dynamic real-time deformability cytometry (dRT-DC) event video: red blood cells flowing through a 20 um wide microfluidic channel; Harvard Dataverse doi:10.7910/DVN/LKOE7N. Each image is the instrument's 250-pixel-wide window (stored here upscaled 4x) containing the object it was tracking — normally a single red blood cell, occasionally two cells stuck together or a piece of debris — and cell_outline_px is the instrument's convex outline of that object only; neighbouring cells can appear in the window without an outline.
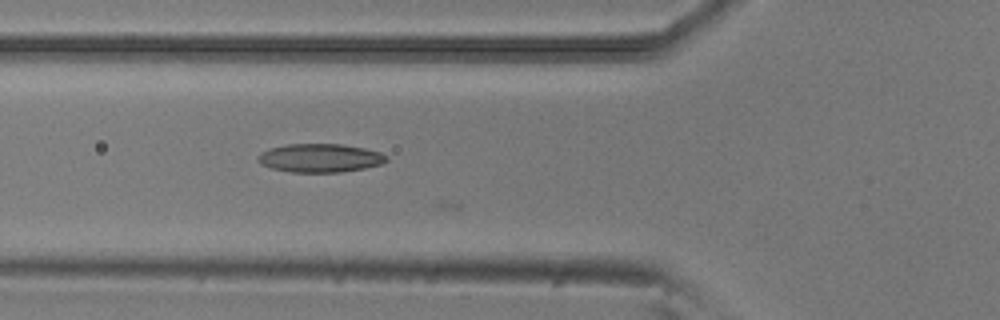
{"species": "common noctule bat (a hibernating species)", "species_latin": "Nyctalus noctula", "temperature_condition": "room temperature", "stored_images_in_passage": 3, "camera_frame_rate_fps": 3000, "um_per_image_px": 0.085, "animal": {"sex": "male", "body_mass_g": 20.5, "forearm_length_mm": 52.5}, "frame": {"image": 1, "passage_image": 3, "time_ms": 0.667, "image_size_px": [1000, 320], "cell_outline_px": [[388, 160], [380, 164], [364, 168], [340, 172], [288, 172], [272, 168], [260, 164], [256, 160], [256, 156], [260, 152], [268, 148], [288, 144], [340, 144], [364, 148], [380, 152], [388, 156]], "centroid_in_image_um": [27.15, 13.43], "position_along_channel_um": 98.6, "area_um2": 21.5}}